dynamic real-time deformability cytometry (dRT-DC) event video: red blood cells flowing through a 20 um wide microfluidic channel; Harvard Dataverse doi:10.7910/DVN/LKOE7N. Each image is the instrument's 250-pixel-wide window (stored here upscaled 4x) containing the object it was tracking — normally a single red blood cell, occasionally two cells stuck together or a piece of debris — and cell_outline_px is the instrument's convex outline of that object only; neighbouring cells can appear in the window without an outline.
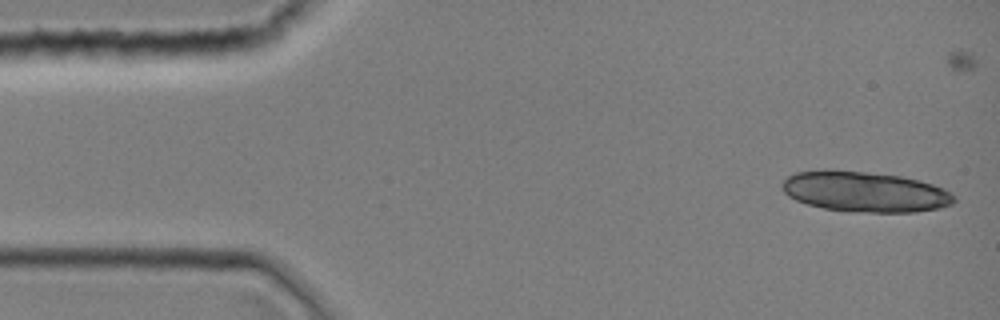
{"species": "common noctule bat (a hibernating species)", "species_latin": "Nyctalus noctula", "temperature_condition": "room temperature", "stored_images_in_passage": 10, "camera_frame_rate_fps": 3000, "um_per_image_px": 0.085, "animal": {"sex": "female", "body_mass_g": 19.0, "forearm_length_mm": 51.5}, "frame": {"image": 1, "passage_image": 1, "time_ms": 0.0, "image_size_px": [1000, 320], "cell_outline_px": [[956, 200], [952, 204], [940, 208], [916, 212], [848, 212], [824, 208], [808, 204], [796, 200], [788, 196], [784, 192], [780, 184], [788, 176], [796, 172], [864, 172], [900, 176], [932, 184], [944, 188], [956, 196]], "centroid_in_image_um": [73.56, 16.34], "position_along_channel_um": 11.4, "area_um2": 39.88}}